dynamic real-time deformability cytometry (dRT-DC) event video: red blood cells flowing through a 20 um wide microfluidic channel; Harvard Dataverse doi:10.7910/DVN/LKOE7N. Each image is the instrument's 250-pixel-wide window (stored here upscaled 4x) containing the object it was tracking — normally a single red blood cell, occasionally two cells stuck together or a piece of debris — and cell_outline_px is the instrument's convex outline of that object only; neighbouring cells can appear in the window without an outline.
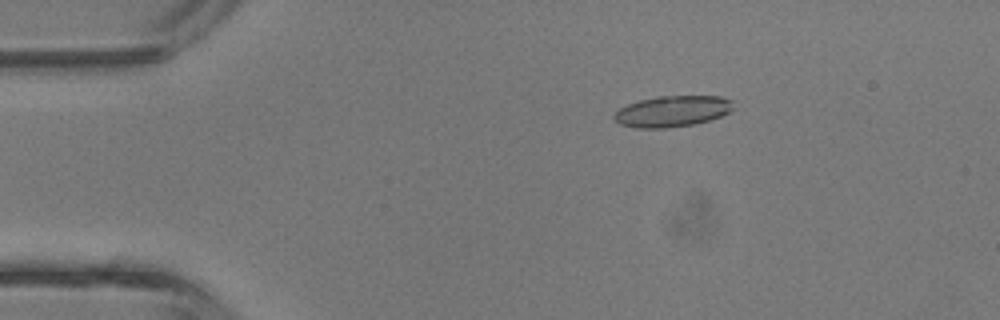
{"species": "common noctule bat (a hibernating species)", "species_latin": "Nyctalus noctula", "temperature_condition": "room temperature", "stored_images_in_passage": 37, "camera_frame_rate_fps": 3000, "um_per_image_px": 0.085, "animal": {"sex": "male", "body_mass_g": 13.3}, "frame": {"image": 1, "passage_image": 2, "time_ms": 0.333, "image_size_px": [1000, 320], "cell_outline_px": [[732, 108], [728, 112], [720, 116], [696, 124], [664, 128], [636, 128], [620, 124], [612, 116], [620, 108], [628, 104], [640, 100], [656, 96], [720, 96], [732, 100]], "centroid_in_image_um": [57.13, 9.45], "position_along_channel_um": 27.9, "area_um2": 21.44}}
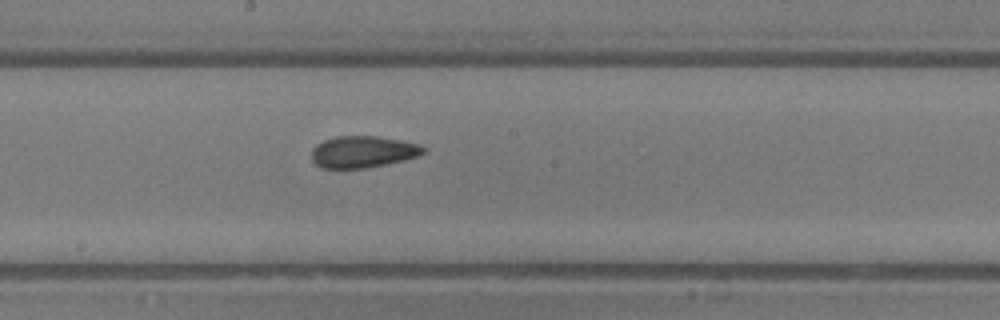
{"frame": {"image": 2, "passage_image": 17, "time_ms": 5.333, "image_size_px": [1000, 320], "cell_outline_px": [[428, 148], [420, 156], [388, 164], [364, 168], [320, 168], [312, 160], [312, 148], [316, 144], [324, 140], [336, 136], [376, 136], [400, 140], [420, 144]], "centroid_in_image_um": [30.87, 12.9], "position_along_channel_um": 217.3, "area_um2": 20.87}}
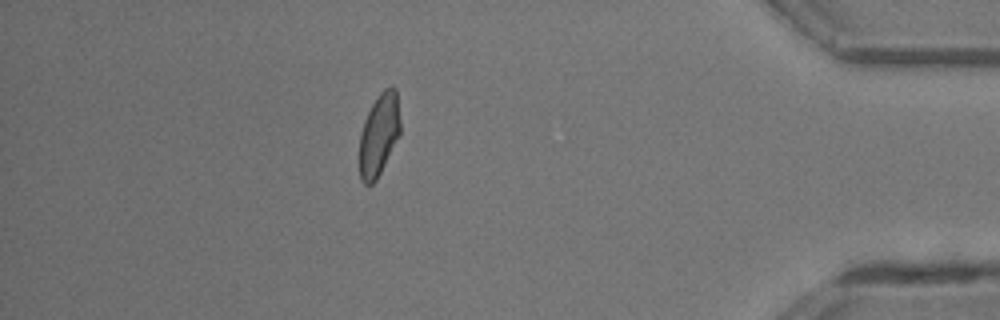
{"frame": {"image": 3, "passage_image": 31, "time_ms": 10.0, "image_size_px": [1000, 320], "cell_outline_px": [[400, 136], [376, 180], [372, 184], [364, 184], [360, 180], [360, 132], [364, 120], [372, 104], [380, 92], [384, 88], [392, 84], [396, 88], [400, 120]], "centroid_in_image_um": [32.23, 11.42], "position_along_channel_um": 403.0, "area_um2": 19.71}, "authors_computed_cell_mechanics": {"area_um2": 20.6924, "velocity_mm_per_s": 4.9818, "shape_relaxation_time_tau1_ms": 9.6922, "shape_relaxation_time_tau2_ms": 1.7238, "deformation_change_tau1": 0.211, "deformation_change_tau2": 0.0761}}